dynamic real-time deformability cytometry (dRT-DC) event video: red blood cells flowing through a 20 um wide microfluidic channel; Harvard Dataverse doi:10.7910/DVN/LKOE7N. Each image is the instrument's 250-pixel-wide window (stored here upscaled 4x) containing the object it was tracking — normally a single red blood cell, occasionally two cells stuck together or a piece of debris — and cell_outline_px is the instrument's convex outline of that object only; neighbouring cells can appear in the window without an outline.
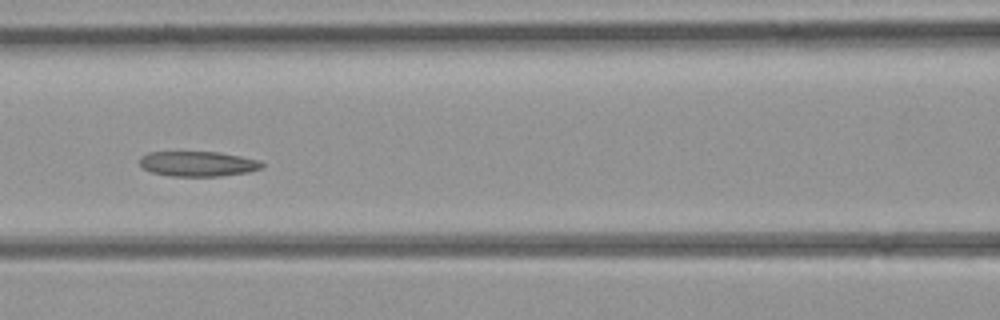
{"species": "common noctule bat (a hibernating species)", "species_latin": "Nyctalus noctula", "temperature_condition": "room temperature", "stored_images_in_passage": 37, "camera_frame_rate_fps": 3000, "um_per_image_px": 0.085, "animal": {"sex": "female", "body_mass_g": 21.9}, "frame": {"image": 1, "passage_image": 12, "time_ms": 3.667, "image_size_px": [1000, 320], "cell_outline_px": [[264, 164], [260, 168], [248, 172], [220, 176], [172, 176], [152, 172], [144, 168], [140, 164], [140, 156], [148, 152], [216, 152], [240, 156], [260, 160]], "centroid_in_image_um": [16.81, 13.92], "position_along_channel_um": 149.8, "area_um2": 17.74}}
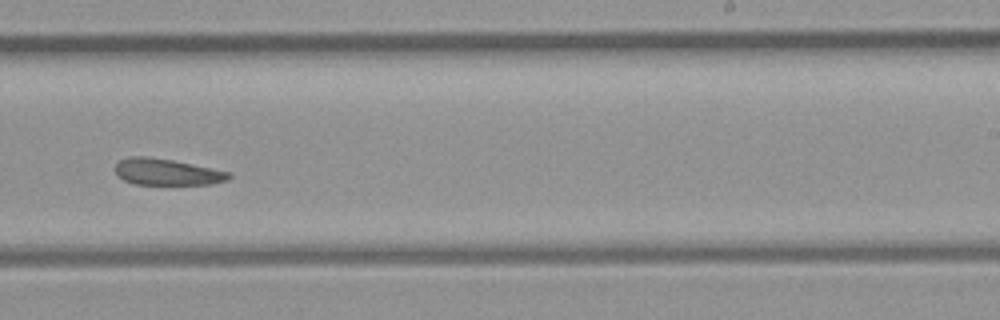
{"frame": {"image": 2, "passage_image": 20, "time_ms": 6.333, "image_size_px": [1000, 320], "cell_outline_px": [[232, 176], [228, 180], [212, 184], [132, 184], [116, 176], [116, 164], [120, 160], [128, 156], [148, 156], [172, 160], [232, 172]], "centroid_in_image_um": [14.19, 14.61], "position_along_channel_um": 274.8, "area_um2": 17.63}}
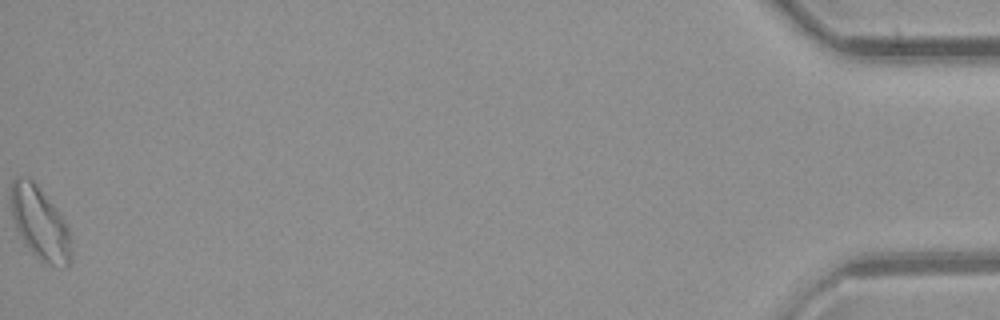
{"frame": {"image": 3, "passage_image": 37, "time_ms": 12.0, "image_size_px": [1000, 320], "cell_outline_px": [[72, 260], [64, 268], [40, 260], [32, 252], [20, 236], [12, 220], [12, 180], [16, 176], [28, 176], [36, 184], [56, 208], [64, 220], [68, 228], [72, 248]], "centroid_in_image_um": [3.41, 18.98], "position_along_channel_um": 431.8, "area_um2": 25.32}}